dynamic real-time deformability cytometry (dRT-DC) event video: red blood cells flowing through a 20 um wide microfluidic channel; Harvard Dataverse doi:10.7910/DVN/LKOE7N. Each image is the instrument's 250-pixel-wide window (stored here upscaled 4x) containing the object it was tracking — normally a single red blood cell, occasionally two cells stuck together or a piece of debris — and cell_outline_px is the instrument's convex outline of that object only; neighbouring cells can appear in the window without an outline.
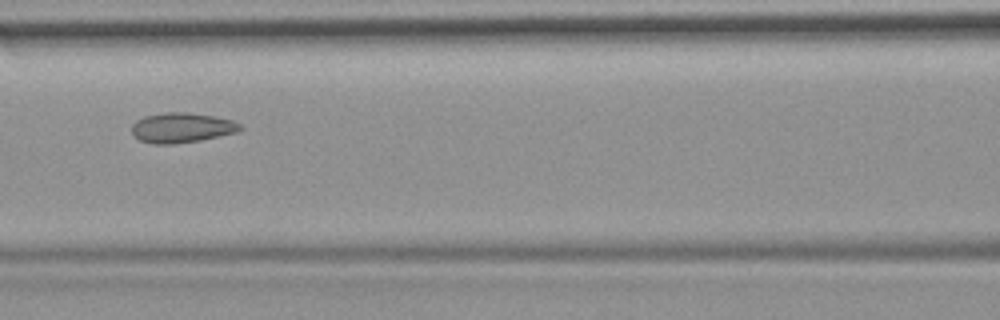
{"species": "common noctule bat (a hibernating species)", "species_latin": "Nyctalus noctula", "temperature_condition": "room temperature", "stored_images_in_passage": 7, "camera_frame_rate_fps": 3000, "um_per_image_px": 0.085, "animal": {"sex": "female", "body_mass_g": 19.9}, "frame": {"image": 1, "passage_image": 5, "time_ms": 4.333, "image_size_px": [1000, 320], "cell_outline_px": [[244, 128], [236, 132], [200, 140], [172, 144], [152, 144], [140, 140], [132, 132], [132, 124], [136, 120], [144, 116], [164, 112], [188, 112], [216, 116], [232, 120], [240, 124]], "centroid_in_image_um": [15.44, 10.84], "position_along_channel_um": 151.2, "area_um2": 18.96}}